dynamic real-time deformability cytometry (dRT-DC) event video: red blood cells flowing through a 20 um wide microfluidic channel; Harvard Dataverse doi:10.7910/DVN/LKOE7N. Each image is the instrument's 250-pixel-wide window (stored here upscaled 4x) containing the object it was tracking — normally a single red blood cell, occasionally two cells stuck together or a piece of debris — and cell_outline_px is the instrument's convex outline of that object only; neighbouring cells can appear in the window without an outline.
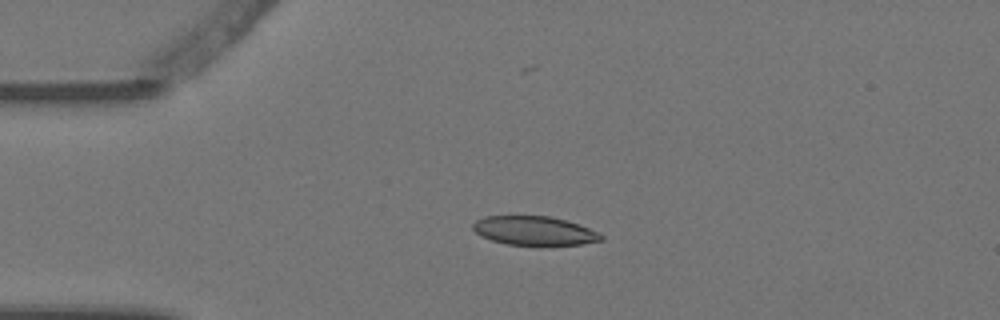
{"species": "Egyptian fruit bat (a non-hibernating species)", "species_latin": "Rousettus aegyptiacus", "temperature_condition": "warm", "stored_images_in_passage": 5, "camera_frame_rate_fps": 3000, "um_per_image_px": 0.085, "animal": {"sex": "female"}, "frame": {"image": 1, "passage_image": 4, "time_ms": 1.0, "image_size_px": [1000, 320], "cell_outline_px": [[604, 240], [580, 244], [544, 248], [540, 248], [504, 244], [480, 236], [472, 228], [472, 224], [476, 220], [484, 216], [552, 216], [600, 232], [604, 236]], "centroid_in_image_um": [45.43, 19.66], "position_along_channel_um": 39.6, "area_um2": 22.54}}